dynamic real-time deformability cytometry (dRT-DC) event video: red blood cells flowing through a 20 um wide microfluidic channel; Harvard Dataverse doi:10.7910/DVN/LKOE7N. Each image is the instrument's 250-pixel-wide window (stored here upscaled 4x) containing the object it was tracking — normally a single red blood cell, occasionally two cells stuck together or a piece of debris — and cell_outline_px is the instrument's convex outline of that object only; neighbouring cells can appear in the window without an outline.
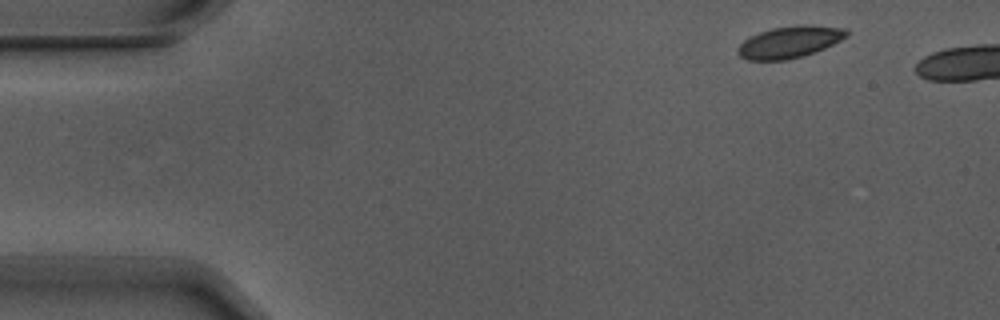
{"species": "Egyptian fruit bat (a non-hibernating species)", "species_latin": "Rousettus aegyptiacus", "temperature_condition": "warm", "stored_images_in_passage": 4, "camera_frame_rate_fps": 3000, "um_per_image_px": 0.085, "animal": {"sex": "male"}, "frame": {"image": 1, "passage_image": 1, "time_ms": 0.0, "image_size_px": [1000, 320], "cell_outline_px": [[848, 36], [816, 52], [804, 56], [788, 60], [748, 60], [740, 56], [736, 52], [736, 48], [744, 40], [760, 32], [772, 28], [796, 24], [808, 24], [844, 28], [848, 32]], "centroid_in_image_um": [67.11, 3.57], "position_along_channel_um": 17.9, "area_um2": 20.29}}